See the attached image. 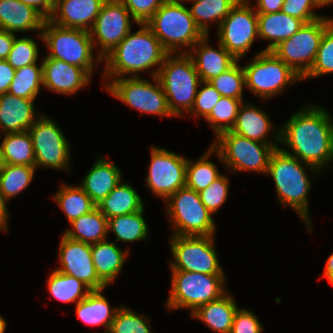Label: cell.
<instances>
[{
  "mask_svg": "<svg viewBox=\"0 0 333 333\" xmlns=\"http://www.w3.org/2000/svg\"><path fill=\"white\" fill-rule=\"evenodd\" d=\"M43 85L42 63L31 64L17 69L9 85L8 93L19 98L34 100Z\"/></svg>",
  "mask_w": 333,
  "mask_h": 333,
  "instance_id": "cell-37",
  "label": "cell"
},
{
  "mask_svg": "<svg viewBox=\"0 0 333 333\" xmlns=\"http://www.w3.org/2000/svg\"><path fill=\"white\" fill-rule=\"evenodd\" d=\"M226 294L198 307L191 313V316L201 319L215 332L231 333L234 315L238 307L232 296Z\"/></svg>",
  "mask_w": 333,
  "mask_h": 333,
  "instance_id": "cell-26",
  "label": "cell"
},
{
  "mask_svg": "<svg viewBox=\"0 0 333 333\" xmlns=\"http://www.w3.org/2000/svg\"><path fill=\"white\" fill-rule=\"evenodd\" d=\"M5 167V161L3 157L2 147L0 144V171Z\"/></svg>",
  "mask_w": 333,
  "mask_h": 333,
  "instance_id": "cell-57",
  "label": "cell"
},
{
  "mask_svg": "<svg viewBox=\"0 0 333 333\" xmlns=\"http://www.w3.org/2000/svg\"><path fill=\"white\" fill-rule=\"evenodd\" d=\"M187 159L163 148H151V164L146 178L147 186L167 200L186 186Z\"/></svg>",
  "mask_w": 333,
  "mask_h": 333,
  "instance_id": "cell-16",
  "label": "cell"
},
{
  "mask_svg": "<svg viewBox=\"0 0 333 333\" xmlns=\"http://www.w3.org/2000/svg\"><path fill=\"white\" fill-rule=\"evenodd\" d=\"M210 150L196 162L187 160L186 187L196 192L206 189L215 179L222 174L219 173L214 163L208 161V156L215 151L212 146Z\"/></svg>",
  "mask_w": 333,
  "mask_h": 333,
  "instance_id": "cell-39",
  "label": "cell"
},
{
  "mask_svg": "<svg viewBox=\"0 0 333 333\" xmlns=\"http://www.w3.org/2000/svg\"><path fill=\"white\" fill-rule=\"evenodd\" d=\"M193 6L189 9L197 27L205 36H208L209 21L220 23L230 14L232 8L237 4L236 0H193Z\"/></svg>",
  "mask_w": 333,
  "mask_h": 333,
  "instance_id": "cell-33",
  "label": "cell"
},
{
  "mask_svg": "<svg viewBox=\"0 0 333 333\" xmlns=\"http://www.w3.org/2000/svg\"><path fill=\"white\" fill-rule=\"evenodd\" d=\"M107 218L135 213L144 205L141 197L127 183H119L107 197L96 206Z\"/></svg>",
  "mask_w": 333,
  "mask_h": 333,
  "instance_id": "cell-29",
  "label": "cell"
},
{
  "mask_svg": "<svg viewBox=\"0 0 333 333\" xmlns=\"http://www.w3.org/2000/svg\"><path fill=\"white\" fill-rule=\"evenodd\" d=\"M129 250L122 251L115 242L107 240L91 245V255L98 277L108 286L121 272Z\"/></svg>",
  "mask_w": 333,
  "mask_h": 333,
  "instance_id": "cell-28",
  "label": "cell"
},
{
  "mask_svg": "<svg viewBox=\"0 0 333 333\" xmlns=\"http://www.w3.org/2000/svg\"><path fill=\"white\" fill-rule=\"evenodd\" d=\"M36 43L28 37L14 38V43L6 61L15 70L24 66L36 64L38 58Z\"/></svg>",
  "mask_w": 333,
  "mask_h": 333,
  "instance_id": "cell-44",
  "label": "cell"
},
{
  "mask_svg": "<svg viewBox=\"0 0 333 333\" xmlns=\"http://www.w3.org/2000/svg\"><path fill=\"white\" fill-rule=\"evenodd\" d=\"M167 213L175 225L173 235L211 236L215 233L212 213L200 199L199 192L186 186L172 194L166 202Z\"/></svg>",
  "mask_w": 333,
  "mask_h": 333,
  "instance_id": "cell-10",
  "label": "cell"
},
{
  "mask_svg": "<svg viewBox=\"0 0 333 333\" xmlns=\"http://www.w3.org/2000/svg\"><path fill=\"white\" fill-rule=\"evenodd\" d=\"M6 321L0 316V333L5 332Z\"/></svg>",
  "mask_w": 333,
  "mask_h": 333,
  "instance_id": "cell-58",
  "label": "cell"
},
{
  "mask_svg": "<svg viewBox=\"0 0 333 333\" xmlns=\"http://www.w3.org/2000/svg\"><path fill=\"white\" fill-rule=\"evenodd\" d=\"M1 143L5 164L35 167V154L28 131L6 133Z\"/></svg>",
  "mask_w": 333,
  "mask_h": 333,
  "instance_id": "cell-32",
  "label": "cell"
},
{
  "mask_svg": "<svg viewBox=\"0 0 333 333\" xmlns=\"http://www.w3.org/2000/svg\"><path fill=\"white\" fill-rule=\"evenodd\" d=\"M333 122L319 106L293 114L287 124L276 133V140L284 142L294 153L284 152L302 160L312 171H318L333 160Z\"/></svg>",
  "mask_w": 333,
  "mask_h": 333,
  "instance_id": "cell-1",
  "label": "cell"
},
{
  "mask_svg": "<svg viewBox=\"0 0 333 333\" xmlns=\"http://www.w3.org/2000/svg\"><path fill=\"white\" fill-rule=\"evenodd\" d=\"M15 37V34L0 29V60H6V58L8 57V54L12 49Z\"/></svg>",
  "mask_w": 333,
  "mask_h": 333,
  "instance_id": "cell-52",
  "label": "cell"
},
{
  "mask_svg": "<svg viewBox=\"0 0 333 333\" xmlns=\"http://www.w3.org/2000/svg\"><path fill=\"white\" fill-rule=\"evenodd\" d=\"M224 275H208L188 271H172V289L167 300L168 309L198 307L224 295Z\"/></svg>",
  "mask_w": 333,
  "mask_h": 333,
  "instance_id": "cell-7",
  "label": "cell"
},
{
  "mask_svg": "<svg viewBox=\"0 0 333 333\" xmlns=\"http://www.w3.org/2000/svg\"><path fill=\"white\" fill-rule=\"evenodd\" d=\"M251 6L237 2L218 27L219 43L237 61L250 49L255 36H259L257 13Z\"/></svg>",
  "mask_w": 333,
  "mask_h": 333,
  "instance_id": "cell-14",
  "label": "cell"
},
{
  "mask_svg": "<svg viewBox=\"0 0 333 333\" xmlns=\"http://www.w3.org/2000/svg\"><path fill=\"white\" fill-rule=\"evenodd\" d=\"M207 40V36H204L192 47L197 57L196 55H193V57L191 55L202 82H208L212 78L219 76L237 62L220 43L218 44V49H213L208 46ZM196 45H198V50L195 49L197 48Z\"/></svg>",
  "mask_w": 333,
  "mask_h": 333,
  "instance_id": "cell-23",
  "label": "cell"
},
{
  "mask_svg": "<svg viewBox=\"0 0 333 333\" xmlns=\"http://www.w3.org/2000/svg\"><path fill=\"white\" fill-rule=\"evenodd\" d=\"M170 262L172 271H188L208 275H224L211 236L172 235Z\"/></svg>",
  "mask_w": 333,
  "mask_h": 333,
  "instance_id": "cell-12",
  "label": "cell"
},
{
  "mask_svg": "<svg viewBox=\"0 0 333 333\" xmlns=\"http://www.w3.org/2000/svg\"><path fill=\"white\" fill-rule=\"evenodd\" d=\"M40 37L50 50L45 58L62 60L92 74L94 45L90 31L61 27L46 19Z\"/></svg>",
  "mask_w": 333,
  "mask_h": 333,
  "instance_id": "cell-6",
  "label": "cell"
},
{
  "mask_svg": "<svg viewBox=\"0 0 333 333\" xmlns=\"http://www.w3.org/2000/svg\"><path fill=\"white\" fill-rule=\"evenodd\" d=\"M148 320L150 322L145 316L122 306L118 308L108 333H151Z\"/></svg>",
  "mask_w": 333,
  "mask_h": 333,
  "instance_id": "cell-42",
  "label": "cell"
},
{
  "mask_svg": "<svg viewBox=\"0 0 333 333\" xmlns=\"http://www.w3.org/2000/svg\"><path fill=\"white\" fill-rule=\"evenodd\" d=\"M46 19L33 7L20 0H0V29L14 34L40 30Z\"/></svg>",
  "mask_w": 333,
  "mask_h": 333,
  "instance_id": "cell-22",
  "label": "cell"
},
{
  "mask_svg": "<svg viewBox=\"0 0 333 333\" xmlns=\"http://www.w3.org/2000/svg\"><path fill=\"white\" fill-rule=\"evenodd\" d=\"M22 3L33 7L45 19H49L54 12L55 0H20Z\"/></svg>",
  "mask_w": 333,
  "mask_h": 333,
  "instance_id": "cell-51",
  "label": "cell"
},
{
  "mask_svg": "<svg viewBox=\"0 0 333 333\" xmlns=\"http://www.w3.org/2000/svg\"><path fill=\"white\" fill-rule=\"evenodd\" d=\"M243 70L245 87L263 99L282 92L287 84L302 79L273 52L265 50L258 53Z\"/></svg>",
  "mask_w": 333,
  "mask_h": 333,
  "instance_id": "cell-11",
  "label": "cell"
},
{
  "mask_svg": "<svg viewBox=\"0 0 333 333\" xmlns=\"http://www.w3.org/2000/svg\"><path fill=\"white\" fill-rule=\"evenodd\" d=\"M323 276H325L328 279L329 283L333 285V253L329 256L327 260Z\"/></svg>",
  "mask_w": 333,
  "mask_h": 333,
  "instance_id": "cell-55",
  "label": "cell"
},
{
  "mask_svg": "<svg viewBox=\"0 0 333 333\" xmlns=\"http://www.w3.org/2000/svg\"><path fill=\"white\" fill-rule=\"evenodd\" d=\"M333 3V0H315L317 7Z\"/></svg>",
  "mask_w": 333,
  "mask_h": 333,
  "instance_id": "cell-56",
  "label": "cell"
},
{
  "mask_svg": "<svg viewBox=\"0 0 333 333\" xmlns=\"http://www.w3.org/2000/svg\"><path fill=\"white\" fill-rule=\"evenodd\" d=\"M59 249L61 273L75 277L90 290H101L107 285L98 277L91 255V245L68 238L63 234Z\"/></svg>",
  "mask_w": 333,
  "mask_h": 333,
  "instance_id": "cell-18",
  "label": "cell"
},
{
  "mask_svg": "<svg viewBox=\"0 0 333 333\" xmlns=\"http://www.w3.org/2000/svg\"><path fill=\"white\" fill-rule=\"evenodd\" d=\"M237 2H245L248 3L249 0H236Z\"/></svg>",
  "mask_w": 333,
  "mask_h": 333,
  "instance_id": "cell-60",
  "label": "cell"
},
{
  "mask_svg": "<svg viewBox=\"0 0 333 333\" xmlns=\"http://www.w3.org/2000/svg\"><path fill=\"white\" fill-rule=\"evenodd\" d=\"M168 53L152 77H157L165 92L167 104L173 116H183V111H191L198 86L202 85L195 64L189 52L177 57ZM182 108V109H181Z\"/></svg>",
  "mask_w": 333,
  "mask_h": 333,
  "instance_id": "cell-3",
  "label": "cell"
},
{
  "mask_svg": "<svg viewBox=\"0 0 333 333\" xmlns=\"http://www.w3.org/2000/svg\"><path fill=\"white\" fill-rule=\"evenodd\" d=\"M43 86L63 94H73L90 82V74L55 58H44L42 62Z\"/></svg>",
  "mask_w": 333,
  "mask_h": 333,
  "instance_id": "cell-19",
  "label": "cell"
},
{
  "mask_svg": "<svg viewBox=\"0 0 333 333\" xmlns=\"http://www.w3.org/2000/svg\"><path fill=\"white\" fill-rule=\"evenodd\" d=\"M144 207L130 214H125L108 219V231L116 234V241H137L147 238L148 228L143 218Z\"/></svg>",
  "mask_w": 333,
  "mask_h": 333,
  "instance_id": "cell-35",
  "label": "cell"
},
{
  "mask_svg": "<svg viewBox=\"0 0 333 333\" xmlns=\"http://www.w3.org/2000/svg\"><path fill=\"white\" fill-rule=\"evenodd\" d=\"M36 167L5 164L0 171V193L4 201L17 196L33 180Z\"/></svg>",
  "mask_w": 333,
  "mask_h": 333,
  "instance_id": "cell-38",
  "label": "cell"
},
{
  "mask_svg": "<svg viewBox=\"0 0 333 333\" xmlns=\"http://www.w3.org/2000/svg\"><path fill=\"white\" fill-rule=\"evenodd\" d=\"M47 280L50 294L62 302H75L84 299L90 292V288L73 276L54 270ZM85 291L83 292V290Z\"/></svg>",
  "mask_w": 333,
  "mask_h": 333,
  "instance_id": "cell-34",
  "label": "cell"
},
{
  "mask_svg": "<svg viewBox=\"0 0 333 333\" xmlns=\"http://www.w3.org/2000/svg\"><path fill=\"white\" fill-rule=\"evenodd\" d=\"M272 123L267 114L253 105H242L239 108L234 126L230 131L251 140L271 144L275 149L278 145L266 140L267 133L272 130Z\"/></svg>",
  "mask_w": 333,
  "mask_h": 333,
  "instance_id": "cell-27",
  "label": "cell"
},
{
  "mask_svg": "<svg viewBox=\"0 0 333 333\" xmlns=\"http://www.w3.org/2000/svg\"><path fill=\"white\" fill-rule=\"evenodd\" d=\"M260 321L247 309L238 308L234 315L231 333H262Z\"/></svg>",
  "mask_w": 333,
  "mask_h": 333,
  "instance_id": "cell-49",
  "label": "cell"
},
{
  "mask_svg": "<svg viewBox=\"0 0 333 333\" xmlns=\"http://www.w3.org/2000/svg\"><path fill=\"white\" fill-rule=\"evenodd\" d=\"M101 290H92L84 299L76 304V315L88 325H104L109 332L112 321L118 310H110L107 299Z\"/></svg>",
  "mask_w": 333,
  "mask_h": 333,
  "instance_id": "cell-31",
  "label": "cell"
},
{
  "mask_svg": "<svg viewBox=\"0 0 333 333\" xmlns=\"http://www.w3.org/2000/svg\"><path fill=\"white\" fill-rule=\"evenodd\" d=\"M229 189V180L221 175L215 179L206 189L199 192L200 199L206 208L215 213L226 201Z\"/></svg>",
  "mask_w": 333,
  "mask_h": 333,
  "instance_id": "cell-45",
  "label": "cell"
},
{
  "mask_svg": "<svg viewBox=\"0 0 333 333\" xmlns=\"http://www.w3.org/2000/svg\"><path fill=\"white\" fill-rule=\"evenodd\" d=\"M141 28L136 33L131 31L105 57V78L115 76V79L128 73H138L157 64L163 63L168 52L159 39L146 24H138Z\"/></svg>",
  "mask_w": 333,
  "mask_h": 333,
  "instance_id": "cell-2",
  "label": "cell"
},
{
  "mask_svg": "<svg viewBox=\"0 0 333 333\" xmlns=\"http://www.w3.org/2000/svg\"><path fill=\"white\" fill-rule=\"evenodd\" d=\"M121 170L111 162L98 158L80 187L97 206L121 182Z\"/></svg>",
  "mask_w": 333,
  "mask_h": 333,
  "instance_id": "cell-24",
  "label": "cell"
},
{
  "mask_svg": "<svg viewBox=\"0 0 333 333\" xmlns=\"http://www.w3.org/2000/svg\"><path fill=\"white\" fill-rule=\"evenodd\" d=\"M242 100L221 97L210 115L205 119L209 122L216 135L231 130L235 124Z\"/></svg>",
  "mask_w": 333,
  "mask_h": 333,
  "instance_id": "cell-40",
  "label": "cell"
},
{
  "mask_svg": "<svg viewBox=\"0 0 333 333\" xmlns=\"http://www.w3.org/2000/svg\"><path fill=\"white\" fill-rule=\"evenodd\" d=\"M35 154V167L68 168L69 144L53 120L42 115L28 129Z\"/></svg>",
  "mask_w": 333,
  "mask_h": 333,
  "instance_id": "cell-15",
  "label": "cell"
},
{
  "mask_svg": "<svg viewBox=\"0 0 333 333\" xmlns=\"http://www.w3.org/2000/svg\"><path fill=\"white\" fill-rule=\"evenodd\" d=\"M145 24L168 53L181 45L193 47L205 36L183 4L165 2Z\"/></svg>",
  "mask_w": 333,
  "mask_h": 333,
  "instance_id": "cell-5",
  "label": "cell"
},
{
  "mask_svg": "<svg viewBox=\"0 0 333 333\" xmlns=\"http://www.w3.org/2000/svg\"><path fill=\"white\" fill-rule=\"evenodd\" d=\"M34 100L9 93L0 95V127L4 133H20L36 122Z\"/></svg>",
  "mask_w": 333,
  "mask_h": 333,
  "instance_id": "cell-21",
  "label": "cell"
},
{
  "mask_svg": "<svg viewBox=\"0 0 333 333\" xmlns=\"http://www.w3.org/2000/svg\"><path fill=\"white\" fill-rule=\"evenodd\" d=\"M333 72V23L326 29L319 48L314 65L302 78L317 77Z\"/></svg>",
  "mask_w": 333,
  "mask_h": 333,
  "instance_id": "cell-43",
  "label": "cell"
},
{
  "mask_svg": "<svg viewBox=\"0 0 333 333\" xmlns=\"http://www.w3.org/2000/svg\"><path fill=\"white\" fill-rule=\"evenodd\" d=\"M70 224L73 226V230L69 229L64 233L70 239L93 245L107 237L108 219L97 207Z\"/></svg>",
  "mask_w": 333,
  "mask_h": 333,
  "instance_id": "cell-30",
  "label": "cell"
},
{
  "mask_svg": "<svg viewBox=\"0 0 333 333\" xmlns=\"http://www.w3.org/2000/svg\"><path fill=\"white\" fill-rule=\"evenodd\" d=\"M105 1L55 0L54 12L49 20L61 27L90 31Z\"/></svg>",
  "mask_w": 333,
  "mask_h": 333,
  "instance_id": "cell-20",
  "label": "cell"
},
{
  "mask_svg": "<svg viewBox=\"0 0 333 333\" xmlns=\"http://www.w3.org/2000/svg\"><path fill=\"white\" fill-rule=\"evenodd\" d=\"M203 83L205 86L197 91L193 107L189 114H194V117L201 115L206 119L222 96L208 82Z\"/></svg>",
  "mask_w": 333,
  "mask_h": 333,
  "instance_id": "cell-47",
  "label": "cell"
},
{
  "mask_svg": "<svg viewBox=\"0 0 333 333\" xmlns=\"http://www.w3.org/2000/svg\"><path fill=\"white\" fill-rule=\"evenodd\" d=\"M181 1H184V0H164V2H166V3H172V4H182ZM189 1H193V0H189Z\"/></svg>",
  "mask_w": 333,
  "mask_h": 333,
  "instance_id": "cell-59",
  "label": "cell"
},
{
  "mask_svg": "<svg viewBox=\"0 0 333 333\" xmlns=\"http://www.w3.org/2000/svg\"><path fill=\"white\" fill-rule=\"evenodd\" d=\"M15 71L6 60H0V95L8 93Z\"/></svg>",
  "mask_w": 333,
  "mask_h": 333,
  "instance_id": "cell-50",
  "label": "cell"
},
{
  "mask_svg": "<svg viewBox=\"0 0 333 333\" xmlns=\"http://www.w3.org/2000/svg\"><path fill=\"white\" fill-rule=\"evenodd\" d=\"M54 199L62 208L70 223L96 207L80 186L63 185Z\"/></svg>",
  "mask_w": 333,
  "mask_h": 333,
  "instance_id": "cell-36",
  "label": "cell"
},
{
  "mask_svg": "<svg viewBox=\"0 0 333 333\" xmlns=\"http://www.w3.org/2000/svg\"><path fill=\"white\" fill-rule=\"evenodd\" d=\"M314 7H317L315 0H285L281 11L302 20L304 23H309L322 18L312 10Z\"/></svg>",
  "mask_w": 333,
  "mask_h": 333,
  "instance_id": "cell-48",
  "label": "cell"
},
{
  "mask_svg": "<svg viewBox=\"0 0 333 333\" xmlns=\"http://www.w3.org/2000/svg\"><path fill=\"white\" fill-rule=\"evenodd\" d=\"M212 146L227 169L253 170L265 174L270 156L275 150L271 144L248 139L230 130L220 133Z\"/></svg>",
  "mask_w": 333,
  "mask_h": 333,
  "instance_id": "cell-8",
  "label": "cell"
},
{
  "mask_svg": "<svg viewBox=\"0 0 333 333\" xmlns=\"http://www.w3.org/2000/svg\"><path fill=\"white\" fill-rule=\"evenodd\" d=\"M130 12L133 22L145 24L165 3L164 0H119Z\"/></svg>",
  "mask_w": 333,
  "mask_h": 333,
  "instance_id": "cell-46",
  "label": "cell"
},
{
  "mask_svg": "<svg viewBox=\"0 0 333 333\" xmlns=\"http://www.w3.org/2000/svg\"><path fill=\"white\" fill-rule=\"evenodd\" d=\"M7 219H8V212L6 208L5 201L2 198V195L0 193V230H5L7 229Z\"/></svg>",
  "mask_w": 333,
  "mask_h": 333,
  "instance_id": "cell-54",
  "label": "cell"
},
{
  "mask_svg": "<svg viewBox=\"0 0 333 333\" xmlns=\"http://www.w3.org/2000/svg\"><path fill=\"white\" fill-rule=\"evenodd\" d=\"M238 61L227 71L221 73L208 81L221 96L242 100V90L245 86V75L243 67Z\"/></svg>",
  "mask_w": 333,
  "mask_h": 333,
  "instance_id": "cell-41",
  "label": "cell"
},
{
  "mask_svg": "<svg viewBox=\"0 0 333 333\" xmlns=\"http://www.w3.org/2000/svg\"><path fill=\"white\" fill-rule=\"evenodd\" d=\"M154 80L156 85L133 74L132 77L113 78L106 89L112 96L142 113L173 116L159 79L154 77Z\"/></svg>",
  "mask_w": 333,
  "mask_h": 333,
  "instance_id": "cell-13",
  "label": "cell"
},
{
  "mask_svg": "<svg viewBox=\"0 0 333 333\" xmlns=\"http://www.w3.org/2000/svg\"><path fill=\"white\" fill-rule=\"evenodd\" d=\"M332 23L333 19L324 17L305 23L271 52L303 78L314 65L321 39Z\"/></svg>",
  "mask_w": 333,
  "mask_h": 333,
  "instance_id": "cell-9",
  "label": "cell"
},
{
  "mask_svg": "<svg viewBox=\"0 0 333 333\" xmlns=\"http://www.w3.org/2000/svg\"><path fill=\"white\" fill-rule=\"evenodd\" d=\"M298 158L276 148L269 159L267 173L275 182L278 200L295 209L303 221L310 227L307 196L311 187L305 167ZM304 167V168H303Z\"/></svg>",
  "mask_w": 333,
  "mask_h": 333,
  "instance_id": "cell-4",
  "label": "cell"
},
{
  "mask_svg": "<svg viewBox=\"0 0 333 333\" xmlns=\"http://www.w3.org/2000/svg\"><path fill=\"white\" fill-rule=\"evenodd\" d=\"M130 12L119 0H106L90 30L93 45L99 41L98 61L106 57L131 31ZM96 38H95V37ZM94 38V39H93Z\"/></svg>",
  "mask_w": 333,
  "mask_h": 333,
  "instance_id": "cell-17",
  "label": "cell"
},
{
  "mask_svg": "<svg viewBox=\"0 0 333 333\" xmlns=\"http://www.w3.org/2000/svg\"><path fill=\"white\" fill-rule=\"evenodd\" d=\"M258 37L272 41L265 51H271L281 41L293 36L305 23L282 11L257 14Z\"/></svg>",
  "mask_w": 333,
  "mask_h": 333,
  "instance_id": "cell-25",
  "label": "cell"
},
{
  "mask_svg": "<svg viewBox=\"0 0 333 333\" xmlns=\"http://www.w3.org/2000/svg\"><path fill=\"white\" fill-rule=\"evenodd\" d=\"M285 0H257L258 6L256 13H275L279 12L282 9L283 3Z\"/></svg>",
  "mask_w": 333,
  "mask_h": 333,
  "instance_id": "cell-53",
  "label": "cell"
}]
</instances>
